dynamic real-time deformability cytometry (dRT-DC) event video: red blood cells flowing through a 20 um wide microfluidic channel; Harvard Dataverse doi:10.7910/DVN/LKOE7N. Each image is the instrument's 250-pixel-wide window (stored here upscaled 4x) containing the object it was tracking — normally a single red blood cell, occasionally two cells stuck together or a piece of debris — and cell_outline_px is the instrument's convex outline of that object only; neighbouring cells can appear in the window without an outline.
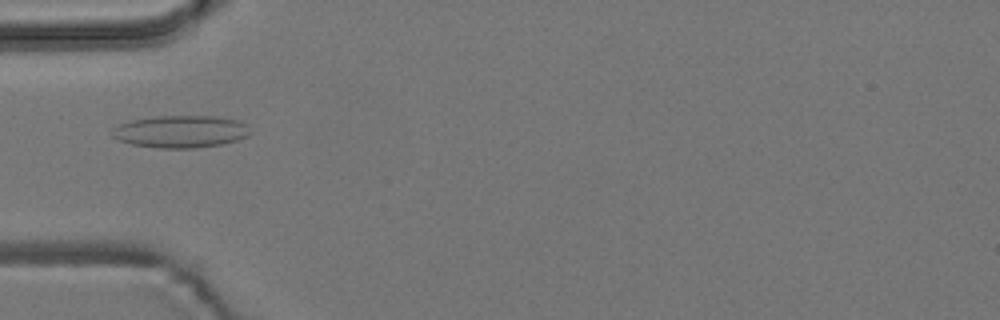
{"species": "common noctule bat (a hibernating species)", "species_latin": "Nyctalus noctula", "temperature_condition": "room temperature", "stored_images_in_passage": 9, "camera_frame_rate_fps": 3000, "um_per_image_px": 0.085, "animal": {"sex": "male", "body_mass_g": 19.2, "forearm_length_mm": 51.8}, "frame": {"image": 1, "passage_image": 6, "time_ms": 1.667, "image_size_px": [1000, 320], "cell_outline_px": [[252, 132], [248, 136], [236, 140], [220, 144], [192, 148], [160, 148], [132, 144], [120, 140], [112, 136], [112, 128], [120, 124], [132, 120], [156, 116], [212, 116], [240, 120]], "centroid_in_image_um": [15.36, 11.17], "position_along_channel_um": 69.6, "area_um2": 25.78}}
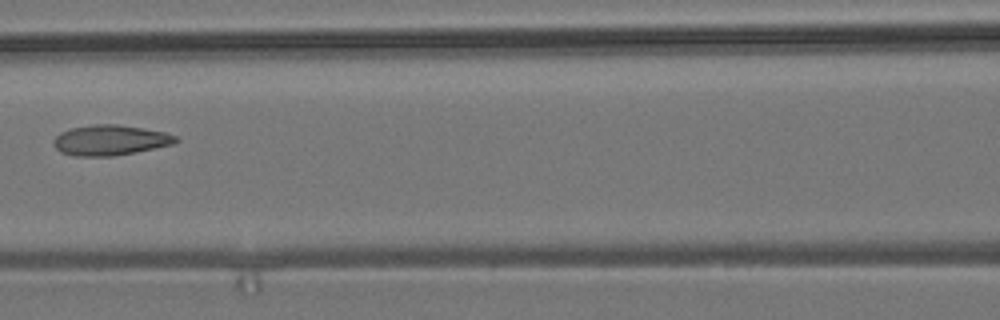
{"frame": {"image": 2, "passage_image": 8, "time_ms": 2.333, "image_size_px": [1000, 320], "cell_outline_px": [[180, 140], [172, 144], [136, 152], [112, 156], [72, 156], [60, 152], [52, 144], [52, 140], [60, 132], [72, 128], [92, 124], [116, 124], [164, 132], [176, 136]], "centroid_in_image_um": [9.31, 11.92], "position_along_channel_um": 157.3, "area_um2": 21.56}}
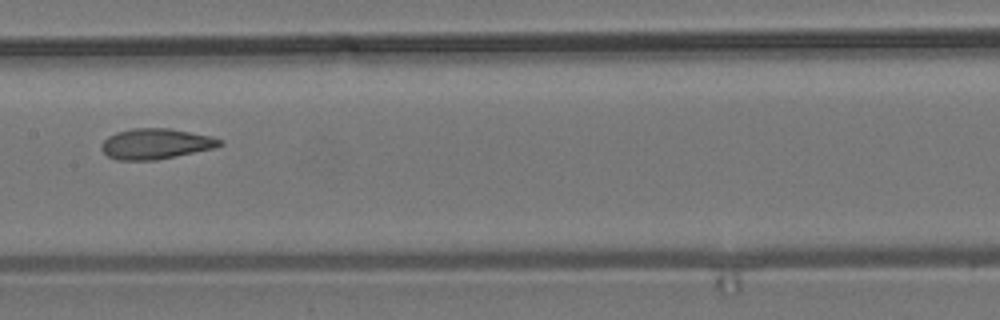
{"frame": {"image": 3, "passage_image": 9, "time_ms": 2.667, "image_size_px": [1000, 320], "cell_outline_px": [[224, 144], [216, 148], [156, 160], [116, 160], [108, 156], [100, 148], [100, 144], [108, 136], [116, 132], [132, 128], [168, 128], [212, 136], [220, 140]], "centroid_in_image_um": [13.23, 12.22], "position_along_channel_um": 194.2, "area_um2": 21.15}}